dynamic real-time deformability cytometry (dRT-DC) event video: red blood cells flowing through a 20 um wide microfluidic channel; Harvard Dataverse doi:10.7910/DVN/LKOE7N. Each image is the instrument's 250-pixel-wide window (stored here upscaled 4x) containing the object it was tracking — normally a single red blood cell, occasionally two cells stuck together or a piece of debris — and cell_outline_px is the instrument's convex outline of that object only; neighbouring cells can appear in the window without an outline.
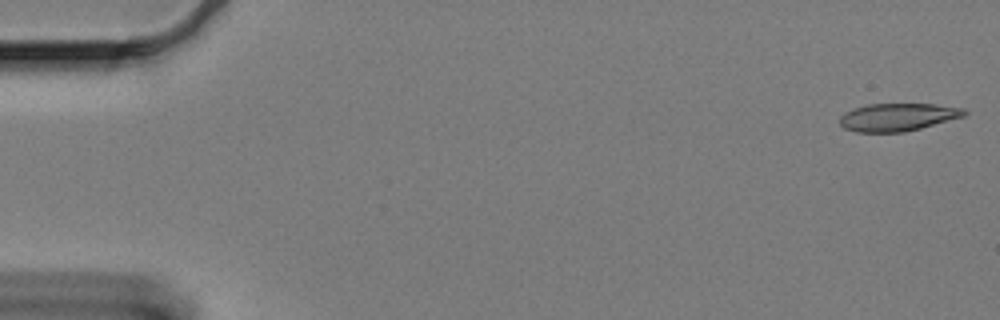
{"species": "Egyptian fruit bat (a non-hibernating species)", "species_latin": "Rousettus aegyptiacus", "temperature_condition": "cold", "stored_images_in_passage": 12, "camera_frame_rate_fps": 3000, "um_per_image_px": 0.085, "animal": {"sex": "female"}, "frame": {"image": 1, "passage_image": 1, "time_ms": 0.0, "image_size_px": [1000, 320], "cell_outline_px": [[968, 112], [964, 116], [920, 128], [904, 132], [856, 132], [844, 128], [840, 124], [840, 116], [844, 112], [868, 104], [936, 104], [964, 108]], "centroid_in_image_um": [76.3, 9.95], "position_along_channel_um": 8.7, "area_um2": 20.06}}